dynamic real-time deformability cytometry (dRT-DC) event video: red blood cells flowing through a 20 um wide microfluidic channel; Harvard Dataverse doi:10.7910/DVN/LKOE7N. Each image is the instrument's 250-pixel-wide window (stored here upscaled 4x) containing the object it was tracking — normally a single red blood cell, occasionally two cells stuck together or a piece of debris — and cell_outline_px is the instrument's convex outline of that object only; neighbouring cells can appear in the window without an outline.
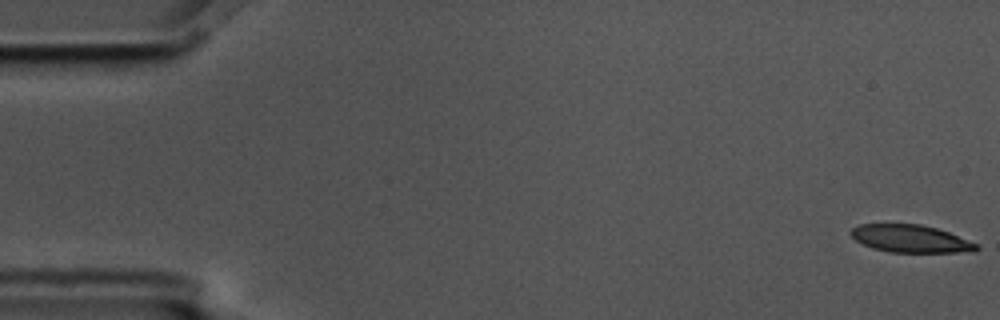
{"species": "common noctule bat (a hibernating species)", "species_latin": "Nyctalus noctula", "temperature_condition": "cold", "stored_images_in_passage": 6, "camera_frame_rate_fps": 3000, "um_per_image_px": 0.085, "animal": {"sex": "male", "body_mass_g": 17.5, "forearm_length_mm": 52.3}, "frame": {"image": 1, "passage_image": 1, "time_ms": 0.0, "image_size_px": [1000, 320], "cell_outline_px": [[980, 248], [976, 252], [888, 252], [872, 248], [856, 240], [848, 232], [852, 228], [860, 224], [920, 224], [936, 228], [948, 232], [980, 244]], "centroid_in_image_um": [77.44, 20.29], "position_along_channel_um": 7.6, "area_um2": 20.29}}
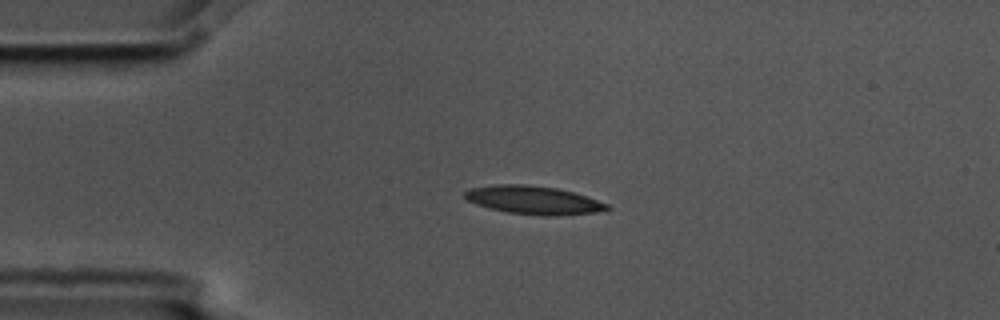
{"frame": {"image": 2, "passage_image": 4, "time_ms": 1.0, "image_size_px": [1000, 320], "cell_outline_px": [[612, 208], [596, 212], [552, 216], [544, 216], [508, 212], [488, 208], [476, 204], [468, 200], [464, 196], [464, 192], [472, 188], [496, 184], [528, 184], [556, 188], [588, 196], [612, 204]], "centroid_in_image_um": [45.4, 17.01], "position_along_channel_um": 39.6, "area_um2": 23.58}}